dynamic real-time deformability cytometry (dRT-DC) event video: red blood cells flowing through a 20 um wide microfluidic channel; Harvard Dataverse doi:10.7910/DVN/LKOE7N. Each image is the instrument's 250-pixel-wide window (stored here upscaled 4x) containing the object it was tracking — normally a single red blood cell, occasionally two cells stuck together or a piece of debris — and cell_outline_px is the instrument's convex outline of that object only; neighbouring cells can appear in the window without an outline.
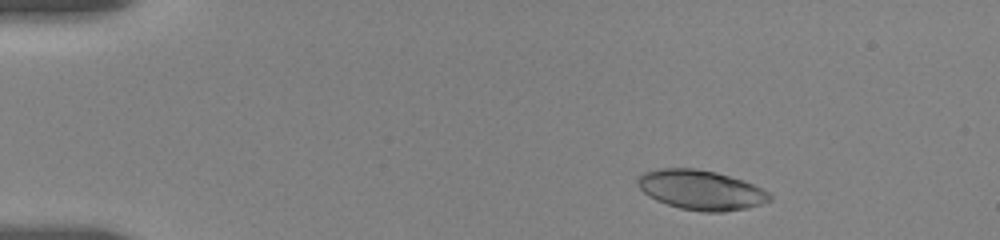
{"species": "human", "species_latin": "Homo sapiens", "temperature_condition": "room temperature", "stored_images_in_passage": 25, "camera_frame_rate_fps": 3000, "um_per_image_px": 0.085, "donor": {"sex": "female"}, "frame": {"image": 1, "passage_image": 2, "time_ms": 1.0, "image_size_px": [1000, 240], "cell_outline_px": [[772, 200], [748, 208], [724, 212], [704, 212], [680, 208], [656, 200], [648, 196], [636, 184], [636, 180], [644, 172], [660, 168], [696, 168], [716, 172], [752, 184], [768, 192], [772, 196]], "centroid_in_image_um": [59.56, 16.15], "position_along_channel_um": 25.4, "area_um2": 30.4}}
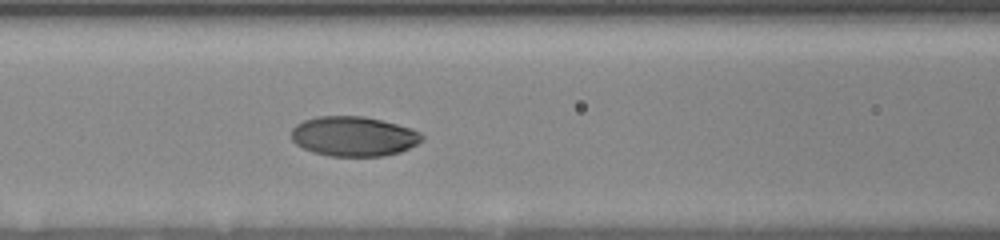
{"frame": {"image": 2, "passage_image": 16, "time_ms": 6.333, "image_size_px": [1000, 240], "cell_outline_px": [[424, 140], [400, 152], [384, 156], [328, 156], [312, 152], [296, 144], [292, 140], [292, 128], [296, 124], [304, 120], [316, 116], [364, 116], [412, 128], [420, 132], [424, 136]], "centroid_in_image_um": [30.06, 11.59], "position_along_channel_um": 136.5, "area_um2": 30.4}}
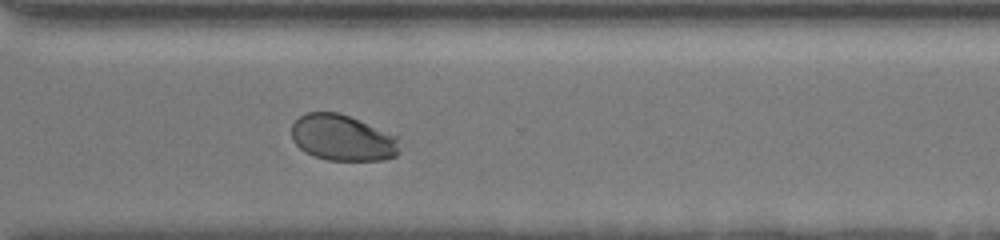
{"frame": {"image": 3, "passage_image": 25, "time_ms": 12.0, "image_size_px": [1000, 240], "cell_outline_px": [[400, 152], [396, 156], [384, 160], [328, 160], [304, 152], [292, 140], [292, 124], [300, 116], [308, 112], [336, 112], [348, 116], [396, 136]], "centroid_in_image_um": [29.09, 11.73], "position_along_channel_um": 341.5, "area_um2": 28.67}}